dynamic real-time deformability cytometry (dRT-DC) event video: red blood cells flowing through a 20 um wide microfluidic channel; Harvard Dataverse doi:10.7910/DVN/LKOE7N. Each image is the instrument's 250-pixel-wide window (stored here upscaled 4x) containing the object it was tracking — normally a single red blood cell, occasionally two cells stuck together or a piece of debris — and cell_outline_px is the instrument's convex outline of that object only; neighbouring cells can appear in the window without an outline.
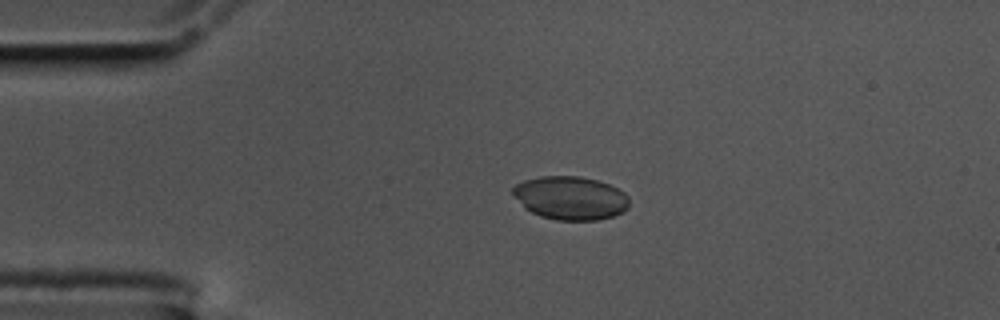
{"species": "common noctule bat (a hibernating species)", "species_latin": "Nyctalus noctula", "temperature_condition": "cold", "stored_images_in_passage": 46, "camera_frame_rate_fps": 3000, "um_per_image_px": 0.085, "animal": {"sex": "male", "body_mass_g": 17.5, "forearm_length_mm": 52.3}, "frame": {"image": 1, "passage_image": 1, "time_ms": 0.0, "image_size_px": [1000, 320], "cell_outline_px": [[628, 208], [612, 216], [596, 220], [556, 220], [540, 216], [524, 208], [512, 196], [512, 188], [516, 184], [524, 180], [540, 176], [580, 176], [596, 180], [608, 184], [624, 192], [628, 196]], "centroid_in_image_um": [48.44, 16.82], "position_along_channel_um": 36.6, "area_um2": 29.48}}
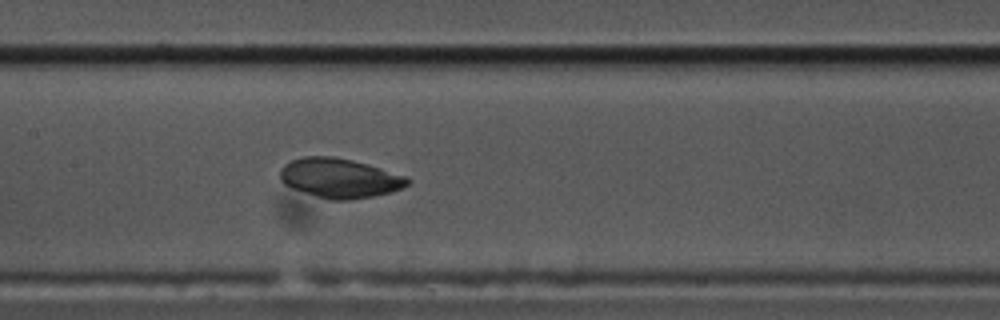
{"frame": {"image": 2, "passage_image": 16, "time_ms": 5.0, "image_size_px": [1000, 320], "cell_outline_px": [[412, 180], [408, 184], [392, 192], [372, 196], [348, 200], [328, 200], [292, 188], [284, 184], [280, 180], [280, 168], [284, 164], [292, 160], [304, 156], [332, 156], [352, 160], [408, 176]], "centroid_in_image_um": [28.86, 15.14], "position_along_channel_um": 178.5, "area_um2": 29.36}}
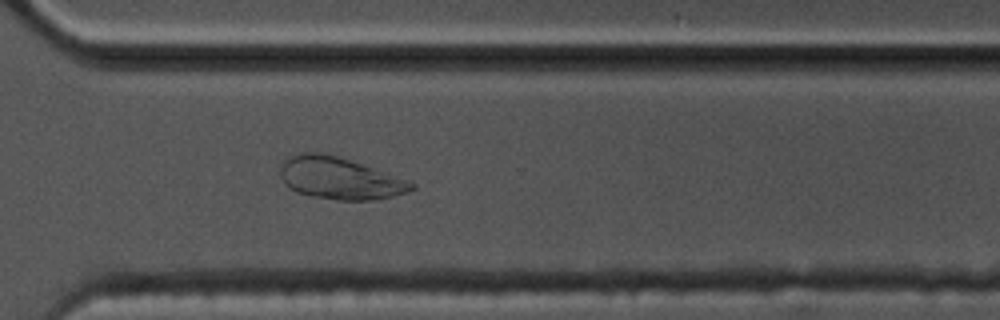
{"frame": {"image": 3, "passage_image": 30, "time_ms": 9.667, "image_size_px": [1000, 320], "cell_outline_px": [[416, 188], [408, 192], [392, 196], [372, 200], [336, 200], [312, 196], [296, 192], [284, 184], [280, 176], [280, 168], [284, 160], [300, 152], [328, 152], [416, 184]], "centroid_in_image_um": [28.81, 15.15], "position_along_channel_um": 341.8, "area_um2": 31.96}, "authors_computed_cell_mechanics": {"area_um2": 29.4491, "velocity_mm_per_s": 3.5016, "shape_relaxation_time_tau1_ms": null, "shape_relaxation_time_tau2_ms": 6.8872, "deformation_change_tau1": null, "deformation_change_tau2": 0.1036}}